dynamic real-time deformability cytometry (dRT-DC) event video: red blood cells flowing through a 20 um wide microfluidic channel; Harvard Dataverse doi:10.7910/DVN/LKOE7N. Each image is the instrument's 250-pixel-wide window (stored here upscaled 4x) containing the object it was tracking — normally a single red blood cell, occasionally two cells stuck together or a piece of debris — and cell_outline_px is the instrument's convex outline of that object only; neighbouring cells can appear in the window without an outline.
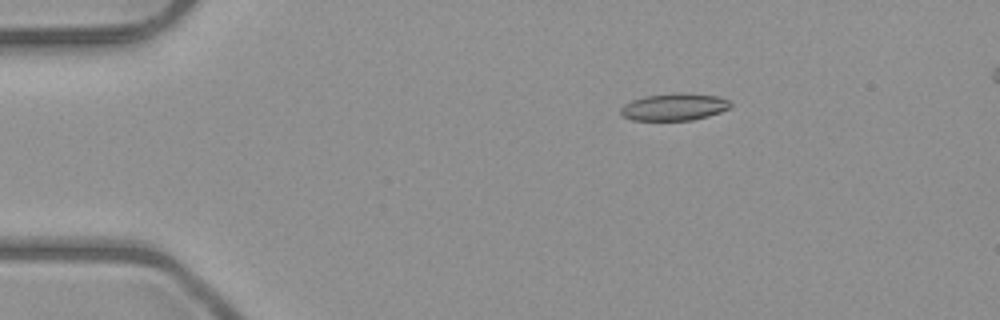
{"species": "common noctule bat (a hibernating species)", "species_latin": "Nyctalus noctula", "temperature_condition": "room temperature", "stored_images_in_passage": 5, "camera_frame_rate_fps": 3000, "um_per_image_px": 0.085, "animal": {"sex": "male", "body_mass_g": 23.1, "forearm_length_mm": 52.7}, "frame": {"image": 1, "passage_image": 3, "time_ms": 2.333, "image_size_px": [1000, 320], "cell_outline_px": [[732, 104], [728, 108], [720, 112], [708, 116], [692, 120], [632, 120], [624, 116], [620, 112], [620, 108], [624, 104], [632, 100], [644, 96], [676, 92], [680, 92], [716, 96], [728, 100]], "centroid_in_image_um": [57.29, 9.08], "position_along_channel_um": 27.7, "area_um2": 17.34}}